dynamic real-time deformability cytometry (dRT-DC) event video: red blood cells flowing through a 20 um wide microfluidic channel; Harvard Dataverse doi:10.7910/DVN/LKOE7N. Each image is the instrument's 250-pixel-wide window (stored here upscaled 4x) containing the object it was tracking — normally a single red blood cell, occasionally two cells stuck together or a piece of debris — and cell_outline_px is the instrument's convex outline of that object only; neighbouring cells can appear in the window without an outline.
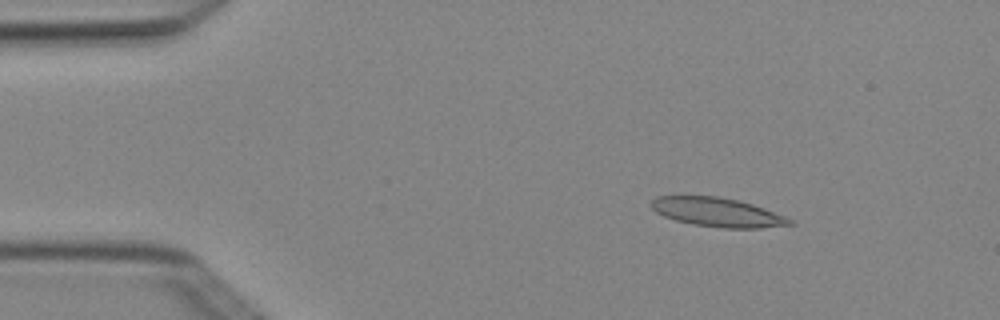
{"species": "Egyptian fruit bat (a non-hibernating species)", "species_latin": "Rousettus aegyptiacus", "temperature_condition": "cold", "stored_images_in_passage": 4, "camera_frame_rate_fps": 3000, "um_per_image_px": 0.085, "animal": {"sex": "female"}, "frame": {"image": 1, "passage_image": 2, "time_ms": 0.333, "image_size_px": [1000, 320], "cell_outline_px": [[796, 224], [760, 228], [724, 228], [692, 224], [676, 220], [664, 216], [656, 212], [652, 208], [652, 200], [656, 196], [716, 196], [740, 200], [764, 208], [784, 216], [792, 220]], "centroid_in_image_um": [60.99, 18.04], "position_along_channel_um": 24.0, "area_um2": 23.29}}
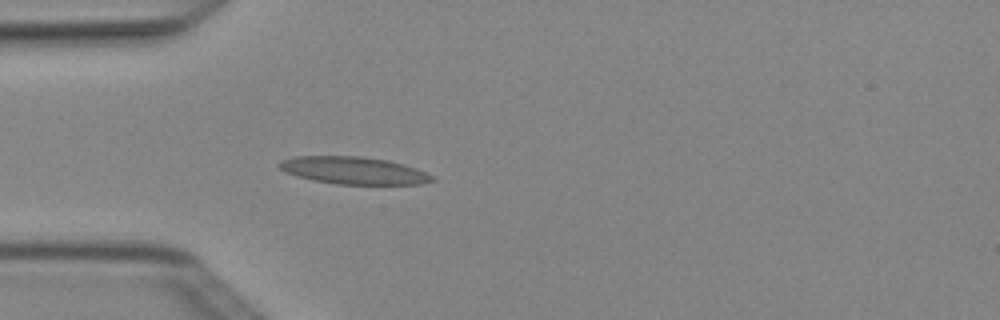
{"frame": {"image": 2, "passage_image": 4, "time_ms": 1.0, "image_size_px": [1000, 320], "cell_outline_px": [[436, 180], [420, 184], [336, 184], [312, 180], [296, 176], [280, 168], [276, 164], [280, 160], [296, 156], [360, 156], [388, 160], [404, 164], [416, 168], [432, 176]], "centroid_in_image_um": [30.04, 14.48], "position_along_channel_um": 55.0, "area_um2": 24.33}}